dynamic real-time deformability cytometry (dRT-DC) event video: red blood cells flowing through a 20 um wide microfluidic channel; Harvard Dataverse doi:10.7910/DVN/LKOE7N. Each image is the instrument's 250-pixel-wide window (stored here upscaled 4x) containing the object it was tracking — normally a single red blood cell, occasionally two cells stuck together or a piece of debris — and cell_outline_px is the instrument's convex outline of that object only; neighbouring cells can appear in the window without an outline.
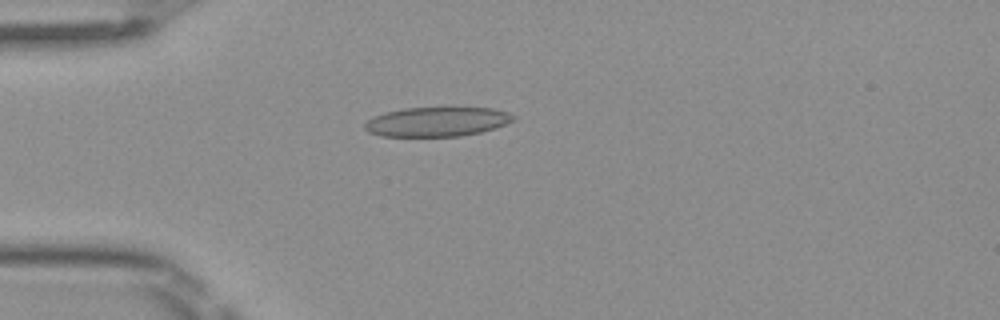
{"species": "Egyptian fruit bat (a non-hibernating species)", "species_latin": "Rousettus aegyptiacus", "temperature_condition": "room temperature", "stored_images_in_passage": 4, "camera_frame_rate_fps": 3000, "um_per_image_px": 0.085, "frame": {"image": 1, "passage_image": 3, "time_ms": 0.667, "image_size_px": [1000, 320], "cell_outline_px": [[516, 120], [496, 128], [480, 132], [460, 136], [380, 136], [368, 132], [364, 128], [364, 124], [368, 120], [376, 116], [388, 112], [404, 108], [492, 108], [508, 112], [516, 116]], "centroid_in_image_um": [37.19, 10.35], "position_along_channel_um": 47.8, "area_um2": 25.37}}